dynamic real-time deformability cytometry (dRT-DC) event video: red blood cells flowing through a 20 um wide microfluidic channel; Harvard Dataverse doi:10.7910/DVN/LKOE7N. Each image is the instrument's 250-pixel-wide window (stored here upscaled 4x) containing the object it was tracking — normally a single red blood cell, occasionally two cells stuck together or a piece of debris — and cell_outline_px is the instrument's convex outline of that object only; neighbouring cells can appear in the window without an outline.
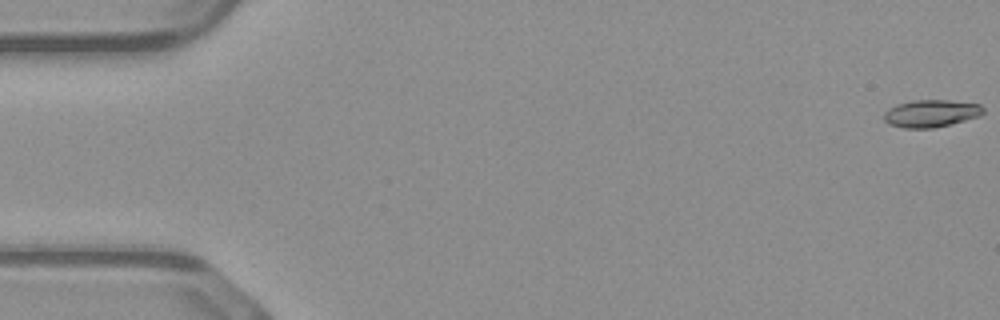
{"species": "common noctule bat (a hibernating species)", "species_latin": "Nyctalus noctula", "temperature_condition": "warm", "stored_images_in_passage": 50, "camera_frame_rate_fps": 3000, "um_per_image_px": 0.085, "animal": {"sex": "male", "body_mass_g": 23.1, "forearm_length_mm": 52.7}, "frame": {"image": 1, "passage_image": 1, "time_ms": 0.0, "image_size_px": [1000, 320], "cell_outline_px": [[984, 112], [976, 116], [964, 120], [932, 128], [904, 128], [888, 124], [884, 120], [884, 112], [888, 108], [896, 104], [912, 100], [948, 100], [980, 104], [984, 108]], "centroid_in_image_um": [79.08, 9.63], "position_along_channel_um": 5.9, "area_um2": 15.72}}
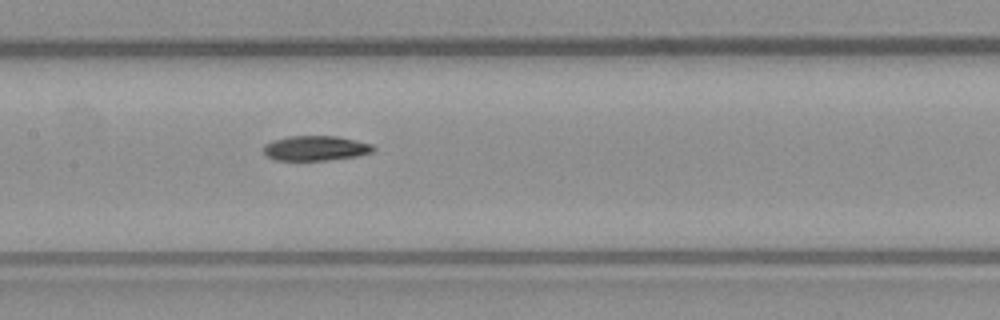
{"frame": {"image": 2, "passage_image": 25, "time_ms": 8.0, "image_size_px": [1000, 320], "cell_outline_px": [[376, 148], [372, 152], [356, 156], [328, 160], [276, 160], [264, 156], [264, 144], [272, 140], [288, 136], [336, 136], [356, 140], [372, 144]], "centroid_in_image_um": [26.8, 12.59], "position_along_channel_um": 180.6, "area_um2": 16.01}}
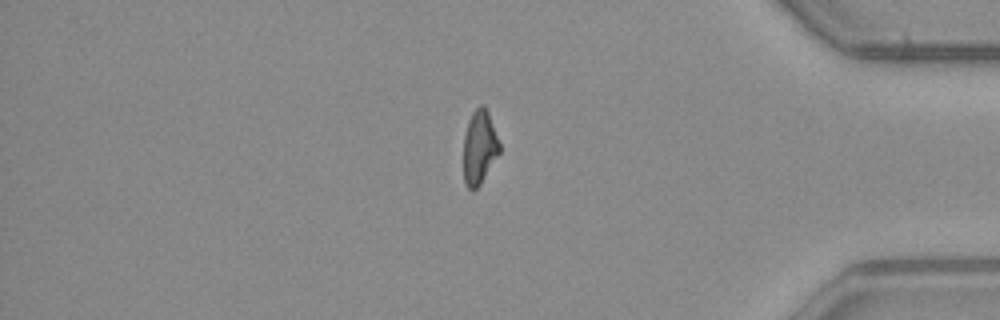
{"frame": {"image": 3, "passage_image": 43, "time_ms": 14.0, "image_size_px": [1000, 320], "cell_outline_px": [[500, 152], [480, 184], [476, 188], [468, 188], [464, 180], [464, 136], [468, 120], [472, 112], [480, 104], [484, 104], [488, 112], [500, 144]], "centroid_in_image_um": [40.75, 12.48], "position_along_channel_um": 394.5, "area_um2": 15.32}, "authors_computed_cell_mechanics": {"area_um2": 16.1262, "velocity_mm_per_s": 4.1046, "shape_relaxation_time_tau1_ms": 3.8439, "shape_relaxation_time_tau2_ms": 9.6026, "deformation_change_tau1": 0.1761, "deformation_change_tau2": 0.2025}}